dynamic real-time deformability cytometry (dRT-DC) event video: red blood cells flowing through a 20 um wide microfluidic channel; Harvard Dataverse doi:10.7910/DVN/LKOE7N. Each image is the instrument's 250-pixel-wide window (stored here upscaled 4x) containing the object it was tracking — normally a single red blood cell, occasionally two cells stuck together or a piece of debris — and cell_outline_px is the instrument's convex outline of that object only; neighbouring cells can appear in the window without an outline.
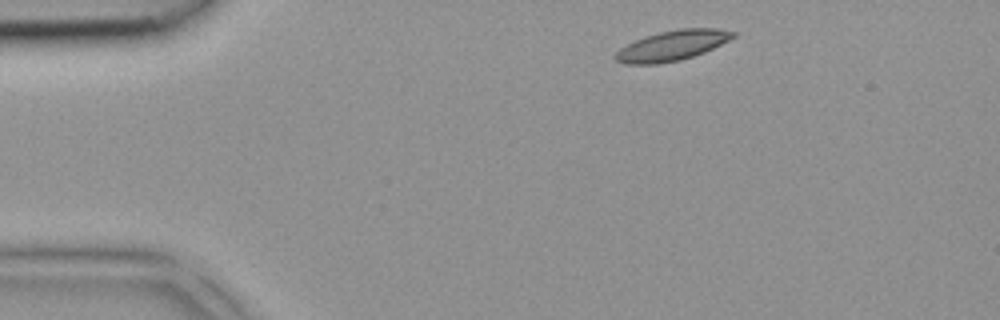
{"species": "common noctule bat (a hibernating species)", "species_latin": "Nyctalus noctula", "temperature_condition": "room temperature", "stored_images_in_passage": 2, "camera_frame_rate_fps": 3000, "um_per_image_px": 0.085, "animal": {"sex": "female", "body_mass_g": 18.4}, "frame": {"image": 1, "passage_image": 1, "time_ms": 0.0, "image_size_px": [1000, 320], "cell_outline_px": [[736, 36], [704, 52], [680, 60], [656, 64], [624, 64], [616, 60], [612, 56], [620, 48], [644, 36], [660, 32], [680, 28], [716, 28], [736, 32]], "centroid_in_image_um": [57.11, 3.87], "position_along_channel_um": 27.9, "area_um2": 20.52}}